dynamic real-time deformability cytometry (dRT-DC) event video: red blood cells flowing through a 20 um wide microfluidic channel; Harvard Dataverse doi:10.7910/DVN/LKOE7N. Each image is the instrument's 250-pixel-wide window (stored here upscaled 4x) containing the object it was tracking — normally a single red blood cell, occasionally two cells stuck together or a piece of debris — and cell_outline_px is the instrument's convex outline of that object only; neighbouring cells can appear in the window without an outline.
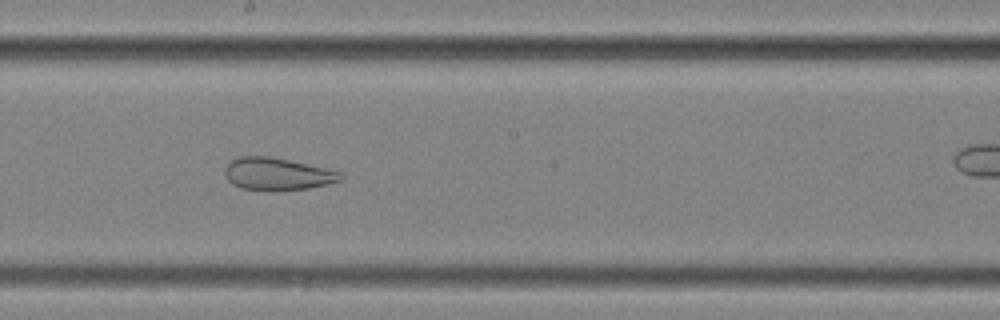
{"species": "common noctule bat (a hibernating species)", "species_latin": "Nyctalus noctula", "temperature_condition": "cold", "stored_images_in_passage": 36, "camera_frame_rate_fps": 3000, "um_per_image_px": 0.085, "animal": {"sex": "female", "body_mass_g": 25.1}, "frame": {"image": 1, "passage_image": 21, "time_ms": 6.667, "image_size_px": [1000, 320], "cell_outline_px": [[344, 180], [308, 188], [240, 188], [232, 184], [224, 176], [224, 168], [232, 160], [240, 156], [268, 156], [288, 160], [324, 168], [340, 172], [344, 176]], "centroid_in_image_um": [23.55, 14.75], "position_along_channel_um": 224.6, "area_um2": 21.04}}